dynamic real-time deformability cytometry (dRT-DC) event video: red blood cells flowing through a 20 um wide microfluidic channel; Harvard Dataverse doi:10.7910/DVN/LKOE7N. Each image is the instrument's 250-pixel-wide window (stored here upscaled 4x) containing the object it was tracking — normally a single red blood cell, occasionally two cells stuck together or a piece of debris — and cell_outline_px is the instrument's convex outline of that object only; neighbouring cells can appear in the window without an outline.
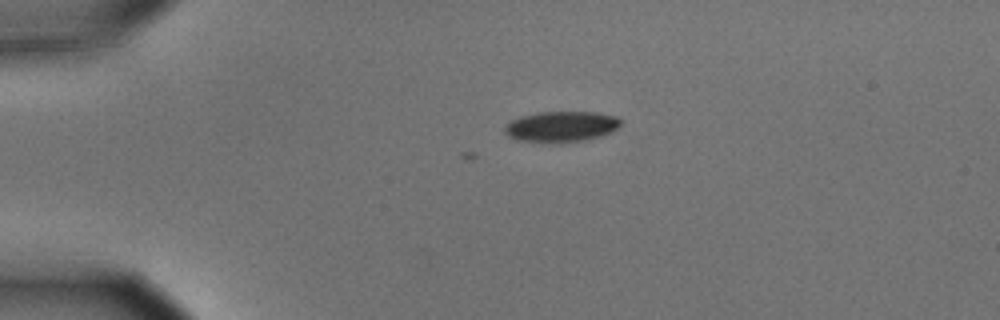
{"species": "common noctule bat (a hibernating species)", "species_latin": "Nyctalus noctula", "temperature_condition": "cold", "stored_images_in_passage": 3, "camera_frame_rate_fps": 3000, "um_per_image_px": 0.085, "animal": {"sex": "male", "body_mass_g": 15.6}, "frame": {"image": 1, "passage_image": 3, "time_ms": 0.667, "image_size_px": [1000, 320], "cell_outline_px": [[624, 120], [612, 132], [600, 136], [580, 140], [556, 144], [520, 140], [508, 136], [504, 132], [504, 128], [512, 120], [520, 116], [536, 112], [596, 112], [616, 116]], "centroid_in_image_um": [47.71, 10.76], "position_along_channel_um": 37.3, "area_um2": 20.87}}